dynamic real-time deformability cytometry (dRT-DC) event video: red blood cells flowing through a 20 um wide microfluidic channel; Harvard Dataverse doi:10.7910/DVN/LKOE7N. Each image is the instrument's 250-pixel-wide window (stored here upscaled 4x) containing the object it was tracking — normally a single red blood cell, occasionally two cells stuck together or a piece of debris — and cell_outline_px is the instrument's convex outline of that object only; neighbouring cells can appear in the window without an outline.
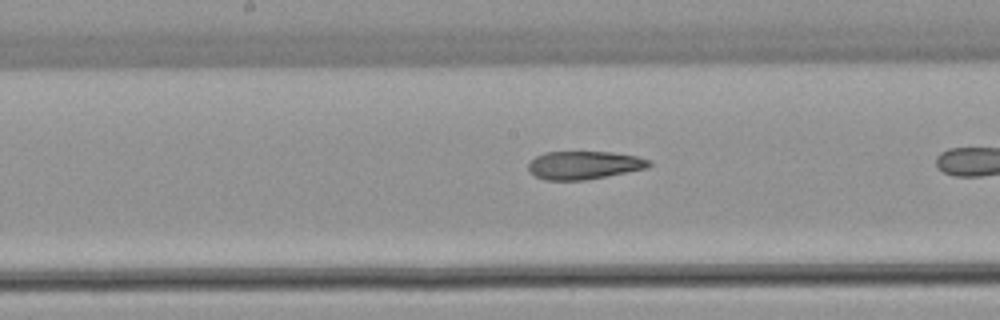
{"species": "common noctule bat (a hibernating species)", "species_latin": "Nyctalus noctula", "temperature_condition": "warm", "stored_images_in_passage": 27, "camera_frame_rate_fps": 3000, "um_per_image_px": 0.085, "animal": {"sex": "female", "body_mass_g": 22.7, "forearm_length_mm": 54.2}, "frame": {"image": 1, "passage_image": 20, "time_ms": 6.333, "image_size_px": [1000, 320], "cell_outline_px": [[652, 164], [648, 168], [584, 180], [544, 180], [528, 172], [528, 164], [536, 156], [544, 152], [612, 152], [636, 156], [652, 160]], "centroid_in_image_um": [49.64, 14.03], "position_along_channel_um": 198.6, "area_um2": 19.83}}